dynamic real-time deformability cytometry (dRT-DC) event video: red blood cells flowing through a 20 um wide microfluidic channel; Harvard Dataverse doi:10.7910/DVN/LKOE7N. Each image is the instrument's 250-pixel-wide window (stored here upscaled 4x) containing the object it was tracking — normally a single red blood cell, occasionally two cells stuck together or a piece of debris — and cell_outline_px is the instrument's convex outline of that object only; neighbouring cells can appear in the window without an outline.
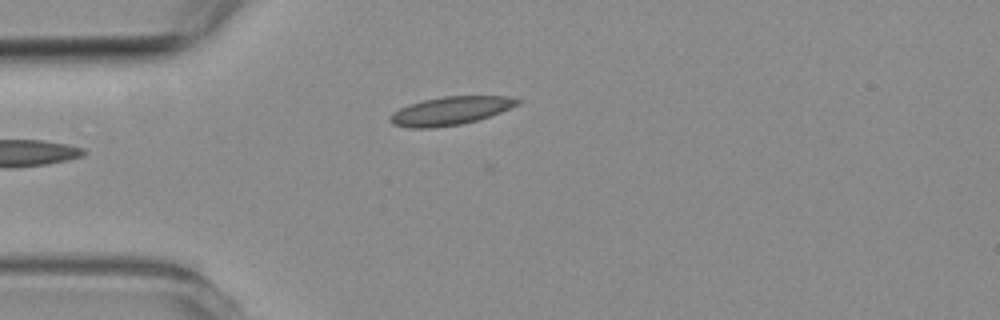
{"species": "common noctule bat (a hibernating species)", "species_latin": "Nyctalus noctula", "temperature_condition": "room temperature", "stored_images_in_passage": 4, "camera_frame_rate_fps": 3000, "um_per_image_px": 0.085, "animal": {"sex": "female", "body_mass_g": 19.3, "forearm_length_mm": 54.1}, "frame": {"image": 1, "passage_image": 3, "time_ms": 2.333, "image_size_px": [1000, 320], "cell_outline_px": [[524, 100], [520, 104], [500, 112], [476, 120], [460, 124], [432, 128], [408, 128], [392, 124], [388, 120], [388, 116], [392, 112], [408, 104], [424, 100], [444, 96], [508, 96]], "centroid_in_image_um": [38.26, 9.41], "position_along_channel_um": 46.7, "area_um2": 21.1}}